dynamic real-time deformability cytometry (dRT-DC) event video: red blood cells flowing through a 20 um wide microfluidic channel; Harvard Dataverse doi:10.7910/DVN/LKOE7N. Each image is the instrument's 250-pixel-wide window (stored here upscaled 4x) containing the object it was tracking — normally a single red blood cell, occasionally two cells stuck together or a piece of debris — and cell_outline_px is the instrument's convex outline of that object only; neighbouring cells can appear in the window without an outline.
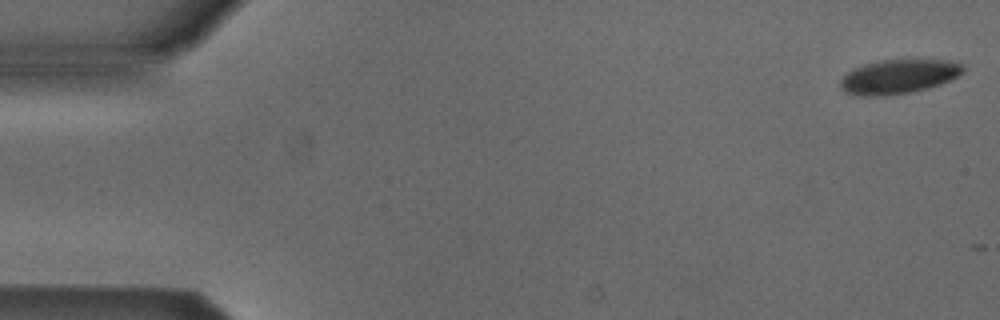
{"species": "Egyptian fruit bat (a non-hibernating species)", "species_latin": "Rousettus aegyptiacus", "temperature_condition": "cold", "stored_images_in_passage": 2, "camera_frame_rate_fps": 3000, "um_per_image_px": 0.085, "animal": {"sex": "male"}, "frame": {"image": 1, "passage_image": 1, "time_ms": 0.0, "image_size_px": [1000, 320], "cell_outline_px": [[964, 72], [940, 84], [928, 88], [912, 92], [884, 96], [860, 96], [844, 92], [840, 88], [840, 80], [848, 72], [864, 64], [880, 60], [948, 60], [964, 64]], "centroid_in_image_um": [76.37, 6.52], "position_along_channel_um": 8.6, "area_um2": 24.45}}